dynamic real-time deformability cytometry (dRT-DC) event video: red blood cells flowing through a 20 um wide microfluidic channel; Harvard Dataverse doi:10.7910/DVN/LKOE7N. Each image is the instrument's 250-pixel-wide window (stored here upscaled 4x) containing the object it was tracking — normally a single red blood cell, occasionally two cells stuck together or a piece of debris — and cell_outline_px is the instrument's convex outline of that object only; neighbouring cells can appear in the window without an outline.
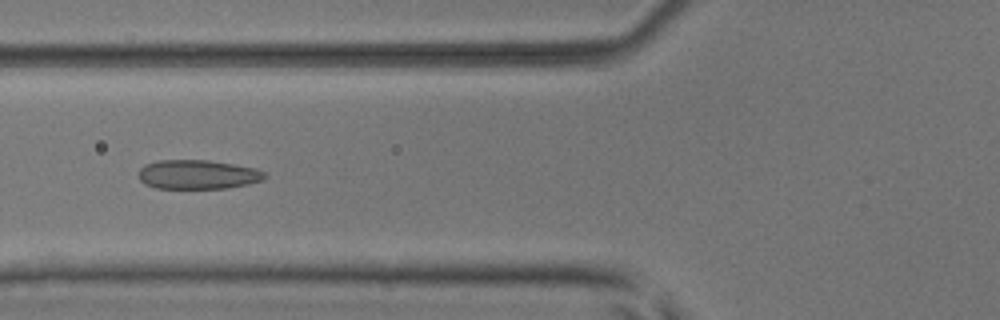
{"species": "common noctule bat (a hibernating species)", "species_latin": "Nyctalus noctula", "temperature_condition": "room temperature", "stored_images_in_passage": 52, "camera_frame_rate_fps": 3000, "um_per_image_px": 0.085, "animal": {"sex": "male", "body_mass_g": 17.9, "forearm_length_mm": 54.2}, "frame": {"image": 1, "passage_image": 21, "time_ms": 6.667, "image_size_px": [1000, 320], "cell_outline_px": [[264, 180], [248, 184], [228, 188], [156, 188], [144, 184], [136, 176], [140, 168], [144, 164], [156, 160], [208, 160], [256, 168], [264, 172]], "centroid_in_image_um": [16.75, 14.83], "position_along_channel_um": 109.1, "area_um2": 21.62}}
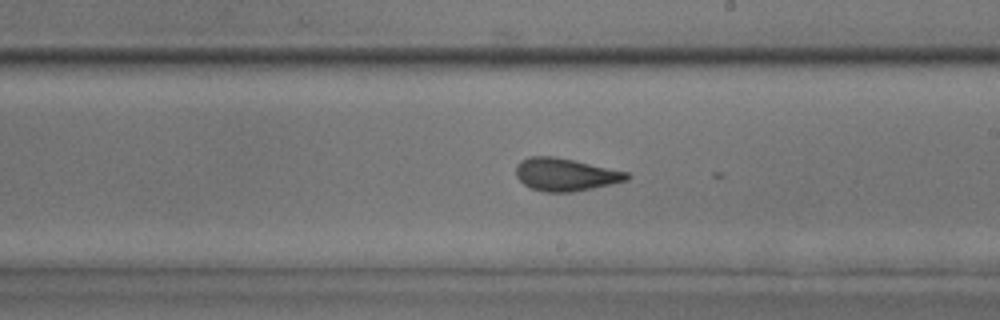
{"frame": {"image": 2, "passage_image": 31, "time_ms": 10.0, "image_size_px": [1000, 320], "cell_outline_px": [[632, 176], [628, 180], [612, 184], [572, 192], [544, 192], [532, 188], [524, 184], [516, 176], [516, 164], [520, 160], [528, 156], [552, 156], [572, 160], [628, 172]], "centroid_in_image_um": [48.05, 14.83], "position_along_channel_um": 240.9, "area_um2": 21.1}}
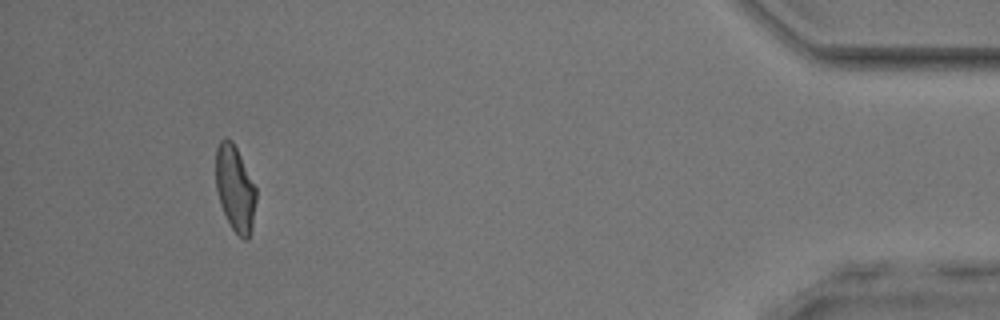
{"frame": {"image": 3, "passage_image": 49, "time_ms": 16.0, "image_size_px": [1000, 320], "cell_outline_px": [[256, 200], [252, 228], [248, 240], [244, 240], [232, 228], [220, 204], [216, 188], [216, 148], [220, 140], [232, 140], [256, 188]], "centroid_in_image_um": [19.98, 16.05], "position_along_channel_um": 415.2, "area_um2": 19.83}, "authors_computed_cell_mechanics": {"area_um2": 21.097, "velocity_mm_per_s": 3.9692, "shape_relaxation_time_tau1_ms": 8.4792, "shape_relaxation_time_tau2_ms": 1.5905, "deformation_change_tau1": 0.1912, "deformation_change_tau2": 0.0842}}